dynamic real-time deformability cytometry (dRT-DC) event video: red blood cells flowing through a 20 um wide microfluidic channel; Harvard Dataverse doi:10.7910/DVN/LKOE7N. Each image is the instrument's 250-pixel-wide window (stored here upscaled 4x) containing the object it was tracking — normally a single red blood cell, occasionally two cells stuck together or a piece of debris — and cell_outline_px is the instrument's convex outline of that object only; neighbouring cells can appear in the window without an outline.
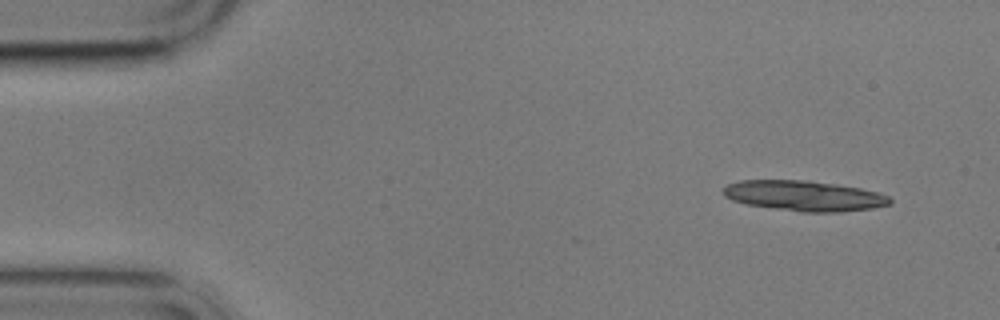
{"species": "common noctule bat (a hibernating species)", "species_latin": "Nyctalus noctula", "temperature_condition": "cold", "stored_images_in_passage": 7, "camera_frame_rate_fps": 3000, "um_per_image_px": 0.085, "animal": {"sex": "male", "body_mass_g": 17.9}, "frame": {"image": 1, "passage_image": 1, "time_ms": 0.0, "image_size_px": [1000, 320], "cell_outline_px": [[892, 204], [872, 208], [840, 212], [800, 212], [744, 204], [732, 200], [724, 196], [720, 192], [728, 184], [740, 180], [808, 180], [836, 184], [860, 188], [880, 192], [888, 196], [892, 200]], "centroid_in_image_um": [68.34, 16.64], "position_along_channel_um": 16.7, "area_um2": 29.77}}
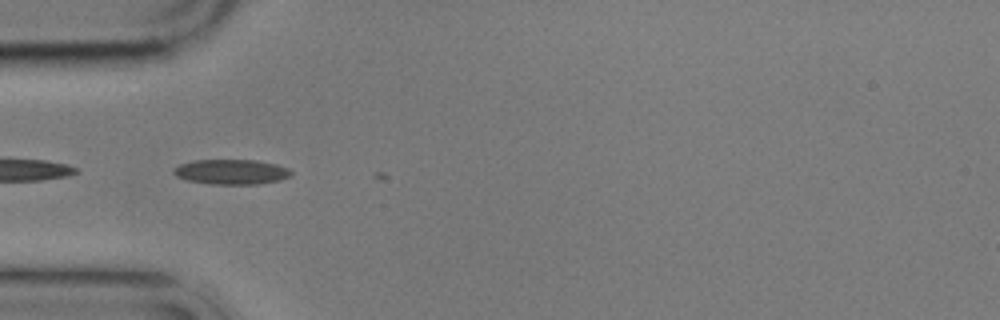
{"frame": {"image": 2, "passage_image": 5, "time_ms": 4.333, "image_size_px": [1000, 320], "cell_outline_px": [[292, 176], [280, 180], [256, 184], [212, 184], [188, 180], [176, 176], [172, 172], [172, 168], [180, 164], [196, 160], [256, 160], [276, 164], [288, 168], [292, 172]], "centroid_in_image_um": [19.67, 14.6], "position_along_channel_um": 65.3, "area_um2": 17.11}}
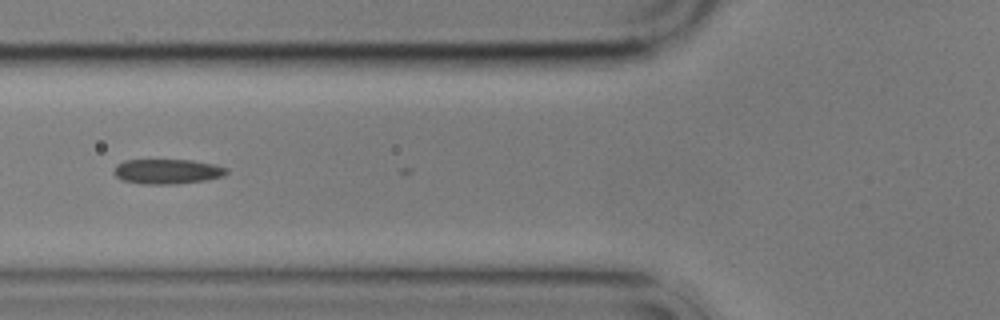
{"frame": {"image": 3, "passage_image": 6, "time_ms": 5.667, "image_size_px": [1000, 320], "cell_outline_px": [[228, 172], [224, 176], [204, 180], [176, 184], [140, 184], [120, 180], [112, 172], [116, 164], [124, 160], [192, 160], [212, 164], [228, 168]], "centroid_in_image_um": [14.17, 14.58], "position_along_channel_um": 111.6, "area_um2": 16.47}}